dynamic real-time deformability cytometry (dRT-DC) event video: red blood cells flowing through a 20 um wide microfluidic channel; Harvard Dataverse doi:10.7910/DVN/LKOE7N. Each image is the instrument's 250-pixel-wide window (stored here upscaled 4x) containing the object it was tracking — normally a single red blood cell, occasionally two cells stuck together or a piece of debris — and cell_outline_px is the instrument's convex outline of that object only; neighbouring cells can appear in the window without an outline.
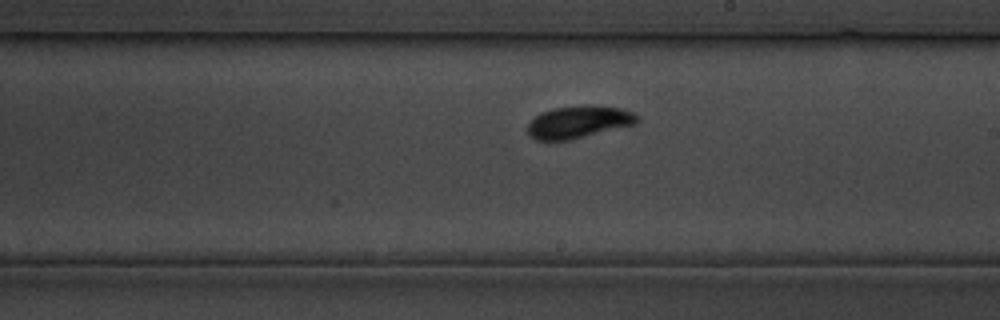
{"species": "common noctule bat (a hibernating species)", "species_latin": "Nyctalus noctula", "temperature_condition": "cold", "stored_images_in_passage": 14, "camera_frame_rate_fps": 3000, "um_per_image_px": 0.085, "animal": {"sex": "male", "body_mass_g": 19.5, "forearm_length_mm": 54.6}, "frame": {"image": 1, "passage_image": 12, "time_ms": 13.667, "image_size_px": [1000, 320], "cell_outline_px": [[640, 120], [636, 124], [568, 140], [536, 140], [528, 136], [528, 124], [536, 116], [552, 108], [620, 108], [632, 112]], "centroid_in_image_um": [49.15, 10.43], "position_along_channel_um": 239.9, "area_um2": 19.54}}